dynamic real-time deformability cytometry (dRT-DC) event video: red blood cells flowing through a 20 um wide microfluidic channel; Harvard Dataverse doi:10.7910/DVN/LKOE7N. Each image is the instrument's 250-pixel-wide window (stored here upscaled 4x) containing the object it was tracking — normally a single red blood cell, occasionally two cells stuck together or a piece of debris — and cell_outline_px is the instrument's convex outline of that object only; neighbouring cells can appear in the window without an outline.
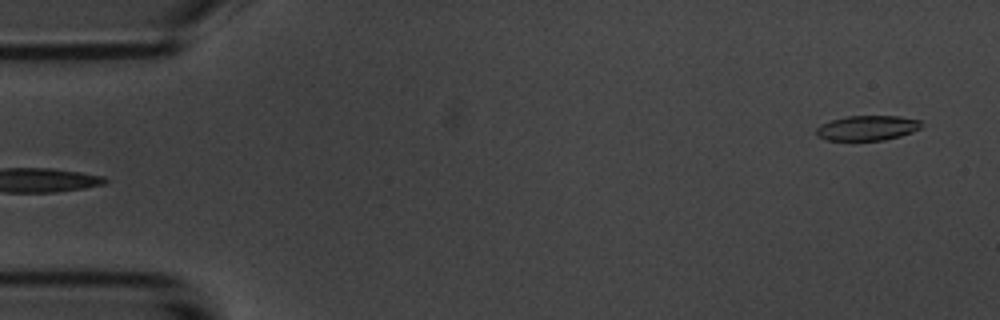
{"species": "common noctule bat (a hibernating species)", "species_latin": "Nyctalus noctula", "temperature_condition": "room temperature", "stored_images_in_passage": 6, "segment_of_instrument_passage": [2, 2], "camera_frame_rate_fps": 3000, "um_per_image_px": 0.085, "animal": {"sex": "male", "body_mass_g": 20.1, "forearm_length_mm": 53.5}, "frame": {"image": 1, "passage_image": 6, "time_ms": 6.667, "image_size_px": [1000, 320], "cell_outline_px": [[920, 128], [912, 132], [900, 136], [884, 140], [824, 140], [816, 136], [816, 128], [820, 124], [832, 120], [848, 116], [900, 116], [920, 120]], "centroid_in_image_um": [73.68, 10.88], "position_along_channel_um": 11.3, "area_um2": 15.26}}